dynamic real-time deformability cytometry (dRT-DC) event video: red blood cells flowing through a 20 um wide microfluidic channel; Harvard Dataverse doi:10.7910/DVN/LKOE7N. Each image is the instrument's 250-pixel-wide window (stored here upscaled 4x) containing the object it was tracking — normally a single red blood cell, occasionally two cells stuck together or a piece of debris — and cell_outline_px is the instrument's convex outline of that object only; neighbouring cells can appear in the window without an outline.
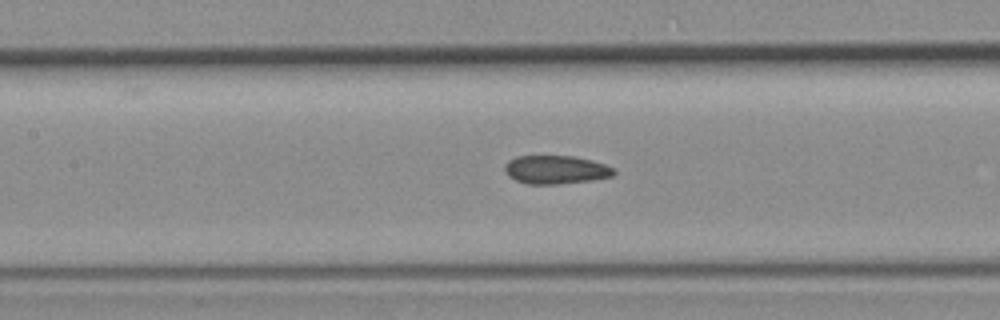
{"species": "common noctule bat (a hibernating species)", "species_latin": "Nyctalus noctula", "temperature_condition": "room temperature", "stored_images_in_passage": 6, "camera_frame_rate_fps": 3000, "um_per_image_px": 0.085, "animal": {"sex": "female", "body_mass_g": 19.3, "forearm_length_mm": 54.1}, "frame": {"image": 1, "passage_image": 4, "time_ms": 3.667, "image_size_px": [1000, 320], "cell_outline_px": [[616, 172], [612, 176], [592, 180], [560, 184], [528, 184], [516, 180], [508, 176], [504, 172], [504, 164], [508, 160], [516, 156], [576, 156], [592, 160], [616, 168]], "centroid_in_image_um": [47.24, 14.42], "position_along_channel_um": 160.2, "area_um2": 18.32}}
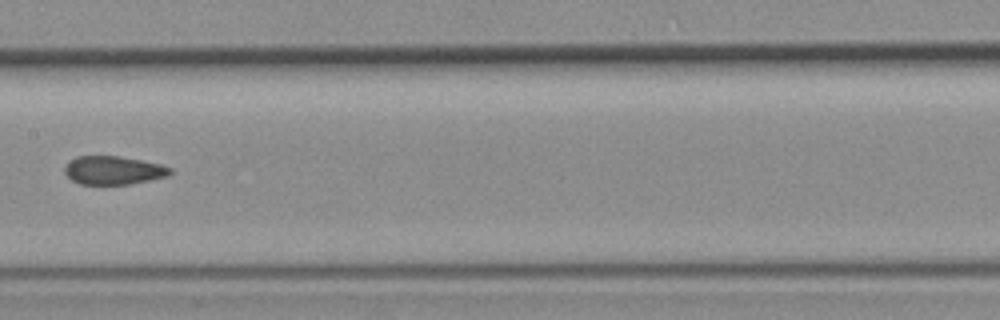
{"frame": {"image": 2, "passage_image": 5, "time_ms": 5.667, "image_size_px": [1000, 320], "cell_outline_px": [[172, 172], [168, 176], [128, 184], [80, 184], [72, 180], [64, 172], [64, 168], [76, 156], [120, 156], [160, 164], [172, 168]], "centroid_in_image_um": [9.65, 14.47], "position_along_channel_um": 197.8, "area_um2": 17.28}}
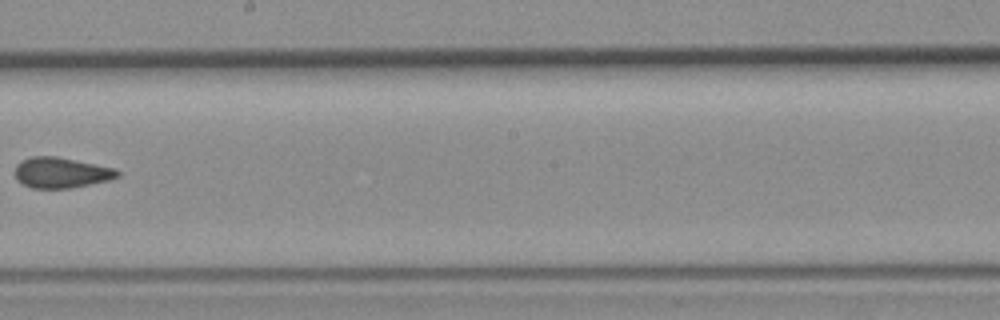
{"frame": {"image": 3, "passage_image": 6, "time_ms": 6.667, "image_size_px": [1000, 320], "cell_outline_px": [[120, 176], [108, 180], [72, 188], [32, 188], [16, 180], [16, 164], [20, 160], [32, 156], [56, 156], [112, 168], [120, 172]], "centroid_in_image_um": [5.16, 14.67], "position_along_channel_um": 243.0, "area_um2": 18.09}}